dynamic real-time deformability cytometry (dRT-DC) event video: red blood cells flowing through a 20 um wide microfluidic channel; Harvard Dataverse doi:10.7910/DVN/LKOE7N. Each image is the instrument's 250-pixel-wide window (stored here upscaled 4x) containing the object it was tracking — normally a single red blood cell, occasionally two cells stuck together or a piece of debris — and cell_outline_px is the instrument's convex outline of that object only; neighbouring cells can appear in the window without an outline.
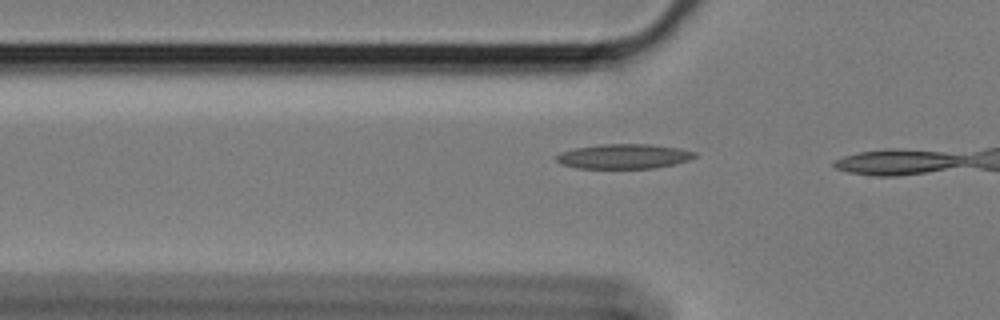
{"species": "Egyptian fruit bat (a non-hibernating species)", "species_latin": "Rousettus aegyptiacus", "temperature_condition": "cold", "stored_images_in_passage": 10, "camera_frame_rate_fps": 3000, "um_per_image_px": 0.085, "animal": {"sex": "female"}, "frame": {"image": 1, "passage_image": 9, "time_ms": 2.667, "image_size_px": [1000, 320], "cell_outline_px": [[696, 156], [688, 160], [656, 168], [576, 168], [560, 164], [556, 160], [556, 156], [560, 152], [576, 148], [600, 144], [652, 144], [680, 148], [696, 152]], "centroid_in_image_um": [53.01, 13.28], "position_along_channel_um": 72.8, "area_um2": 19.94}}